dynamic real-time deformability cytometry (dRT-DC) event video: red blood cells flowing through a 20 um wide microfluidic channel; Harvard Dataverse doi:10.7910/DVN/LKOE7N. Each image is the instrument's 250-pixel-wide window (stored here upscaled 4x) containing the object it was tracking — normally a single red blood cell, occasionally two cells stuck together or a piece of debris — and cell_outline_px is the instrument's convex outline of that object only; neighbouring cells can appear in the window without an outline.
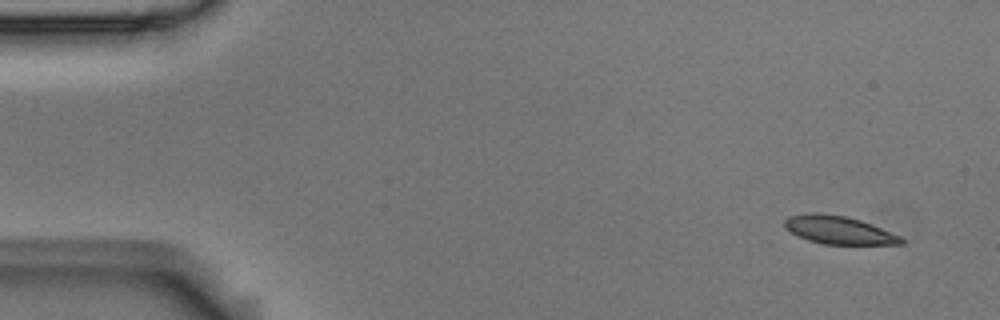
{"species": "Egyptian fruit bat (a non-hibernating species)", "species_latin": "Rousettus aegyptiacus", "temperature_condition": "room temperature", "stored_images_in_passage": 5, "camera_frame_rate_fps": 3000, "um_per_image_px": 0.085, "animal": {"sex": "male"}, "frame": {"image": 1, "passage_image": 1, "time_ms": 0.0, "image_size_px": [1000, 320], "cell_outline_px": [[904, 244], [824, 244], [808, 240], [796, 236], [784, 228], [784, 220], [788, 216], [808, 212], [820, 212], [848, 216], [872, 224], [900, 236], [904, 240]], "centroid_in_image_um": [71.24, 19.53], "position_along_channel_um": 13.8, "area_um2": 19.31}}
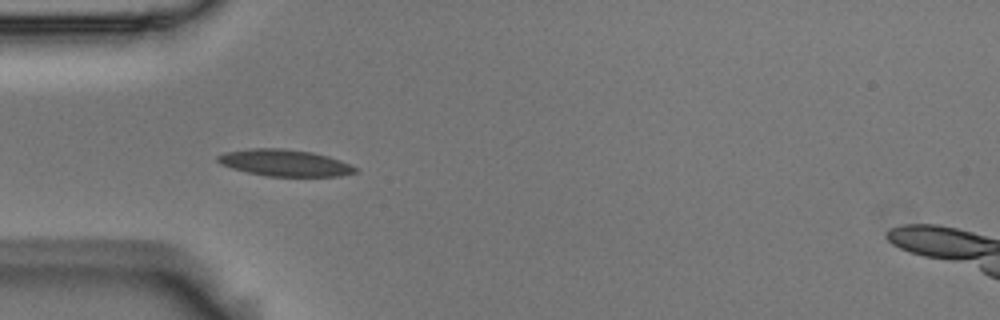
{"frame": {"image": 2, "passage_image": 4, "time_ms": 1.0, "image_size_px": [1000, 320], "cell_outline_px": [[360, 172], [340, 176], [268, 176], [248, 172], [232, 168], [220, 164], [216, 160], [216, 156], [224, 152], [248, 148], [284, 148], [312, 152], [328, 156], [340, 160], [360, 168]], "centroid_in_image_um": [24.23, 13.84], "position_along_channel_um": 60.8, "area_um2": 21.62}}
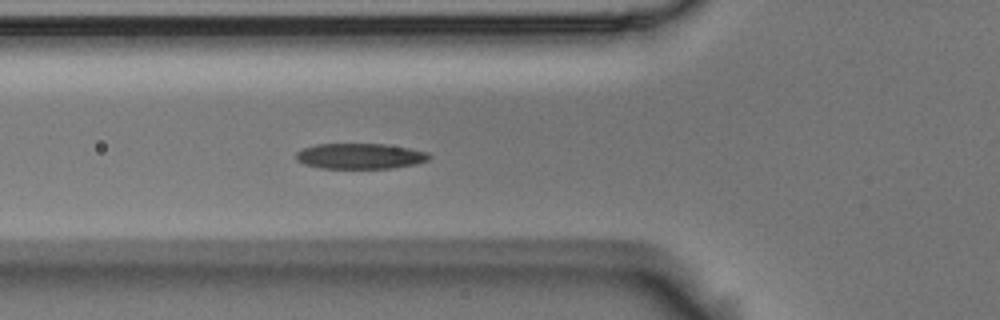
{"frame": {"image": 3, "passage_image": 5, "time_ms": 1.333, "image_size_px": [1000, 320], "cell_outline_px": [[432, 156], [428, 160], [416, 164], [392, 168], [320, 168], [304, 164], [296, 160], [296, 152], [304, 148], [316, 144], [384, 144], [408, 148], [428, 152]], "centroid_in_image_um": [30.61, 13.27], "position_along_channel_um": 95.2, "area_um2": 19.83}}